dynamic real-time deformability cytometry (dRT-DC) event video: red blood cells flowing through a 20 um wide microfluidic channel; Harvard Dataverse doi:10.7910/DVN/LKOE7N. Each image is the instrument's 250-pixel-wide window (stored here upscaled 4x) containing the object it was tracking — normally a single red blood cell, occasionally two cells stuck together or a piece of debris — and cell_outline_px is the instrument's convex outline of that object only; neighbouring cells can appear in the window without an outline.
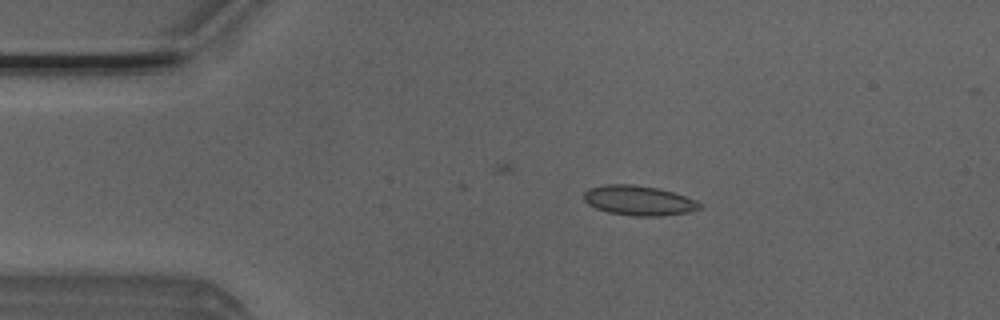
{"species": "Egyptian fruit bat (a non-hibernating species)", "species_latin": "Rousettus aegyptiacus", "temperature_condition": "room temperature", "stored_images_in_passage": 6, "camera_frame_rate_fps": 3000, "um_per_image_px": 0.085, "animal": {"sex": "male"}, "frame": {"image": 1, "passage_image": 3, "time_ms": 0.667, "image_size_px": [1000, 320], "cell_outline_px": [[700, 208], [688, 212], [660, 216], [632, 216], [608, 212], [596, 208], [588, 204], [584, 200], [584, 192], [588, 188], [604, 184], [632, 184], [660, 188], [696, 200], [700, 204]], "centroid_in_image_um": [54.25, 17.03], "position_along_channel_um": 30.7, "area_um2": 20.11}}
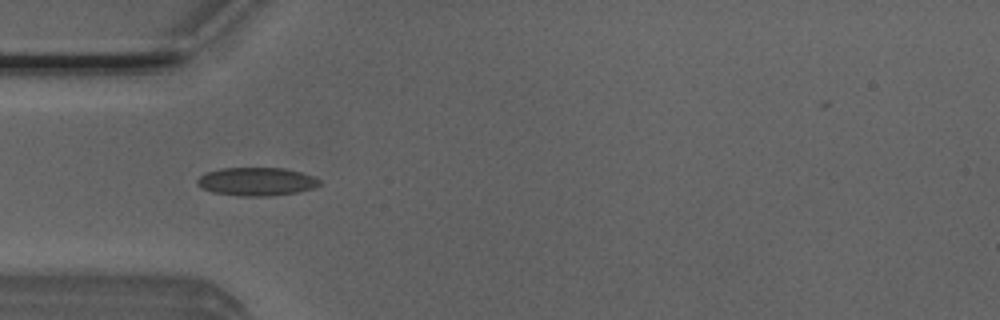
{"frame": {"image": 2, "passage_image": 4, "time_ms": 1.0, "image_size_px": [1000, 320], "cell_outline_px": [[320, 184], [312, 188], [300, 192], [272, 196], [240, 196], [212, 192], [196, 184], [196, 180], [200, 176], [208, 172], [224, 168], [284, 168], [300, 172], [312, 176], [320, 180]], "centroid_in_image_um": [21.82, 15.44], "position_along_channel_um": 63.2, "area_um2": 20.06}}